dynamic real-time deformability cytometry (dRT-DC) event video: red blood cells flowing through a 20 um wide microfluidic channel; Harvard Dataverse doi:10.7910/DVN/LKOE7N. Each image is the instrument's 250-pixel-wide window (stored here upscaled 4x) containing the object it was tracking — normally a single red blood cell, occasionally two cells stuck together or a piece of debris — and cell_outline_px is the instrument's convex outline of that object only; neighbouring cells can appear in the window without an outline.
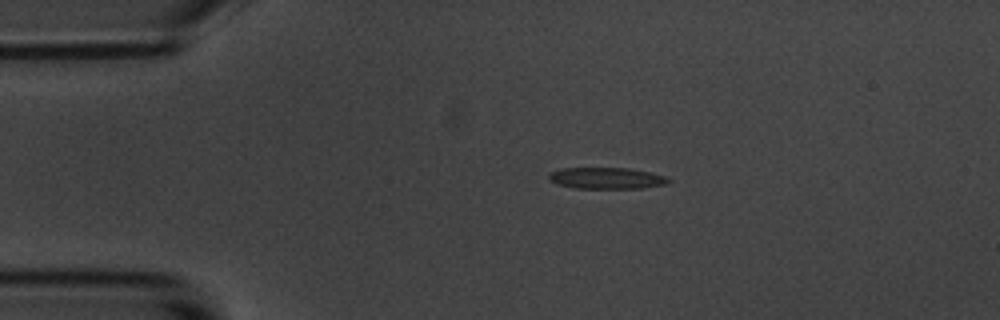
{"species": "common noctule bat (a hibernating species)", "species_latin": "Nyctalus noctula", "temperature_condition": "room temperature", "stored_images_in_passage": 4, "camera_frame_rate_fps": 3000, "um_per_image_px": 0.085, "animal": {"sex": "male", "body_mass_g": 20.1, "forearm_length_mm": 53.5}, "frame": {"image": 1, "passage_image": 2, "time_ms": 2.0, "image_size_px": [1000, 320], "cell_outline_px": [[672, 180], [668, 184], [644, 188], [572, 188], [548, 180], [548, 176], [552, 172], [560, 168], [628, 168], [648, 172], [664, 176]], "centroid_in_image_um": [51.57, 15.15], "position_along_channel_um": 33.4, "area_um2": 14.85}}
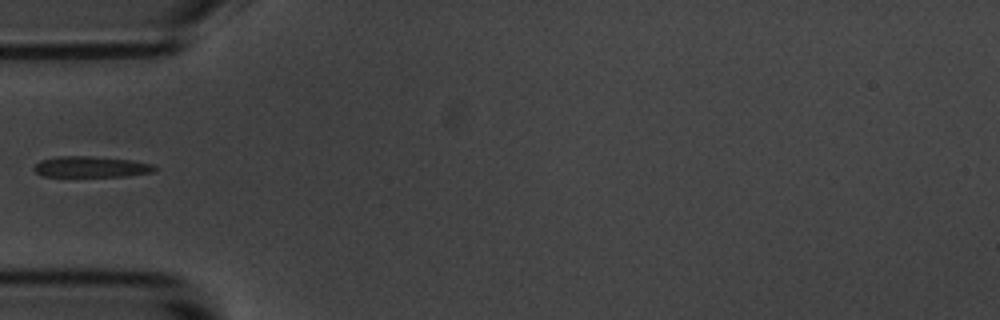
{"frame": {"image": 2, "passage_image": 4, "time_ms": 4.333, "image_size_px": [1000, 320], "cell_outline_px": [[156, 172], [128, 176], [44, 176], [36, 172], [32, 168], [40, 160], [60, 156], [92, 156], [128, 160], [152, 164], [156, 168]], "centroid_in_image_um": [7.75, 14.18], "position_along_channel_um": 77.3, "area_um2": 14.62}}